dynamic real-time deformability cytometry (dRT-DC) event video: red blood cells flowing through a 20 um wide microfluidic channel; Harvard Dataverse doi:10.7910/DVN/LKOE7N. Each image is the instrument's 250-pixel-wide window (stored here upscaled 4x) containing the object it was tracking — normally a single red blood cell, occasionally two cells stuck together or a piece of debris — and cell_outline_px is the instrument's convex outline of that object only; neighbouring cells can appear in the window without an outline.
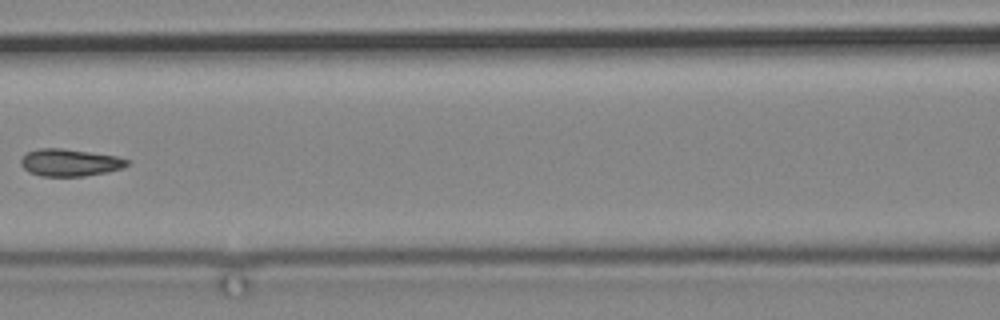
{"species": "common noctule bat (a hibernating species)", "species_latin": "Nyctalus noctula", "temperature_condition": "cold", "stored_images_in_passage": 10, "camera_frame_rate_fps": 3000, "um_per_image_px": 0.085, "animal": {"sex": "male", "body_mass_g": 19.2, "forearm_length_mm": 51.8}, "frame": {"image": 1, "passage_image": 10, "time_ms": 11.0, "image_size_px": [1000, 320], "cell_outline_px": [[128, 164], [120, 168], [104, 172], [84, 176], [40, 176], [28, 172], [20, 164], [20, 160], [28, 152], [40, 148], [64, 148], [116, 156], [128, 160]], "centroid_in_image_um": [5.88, 13.81], "position_along_channel_um": 160.7, "area_um2": 16.65}}